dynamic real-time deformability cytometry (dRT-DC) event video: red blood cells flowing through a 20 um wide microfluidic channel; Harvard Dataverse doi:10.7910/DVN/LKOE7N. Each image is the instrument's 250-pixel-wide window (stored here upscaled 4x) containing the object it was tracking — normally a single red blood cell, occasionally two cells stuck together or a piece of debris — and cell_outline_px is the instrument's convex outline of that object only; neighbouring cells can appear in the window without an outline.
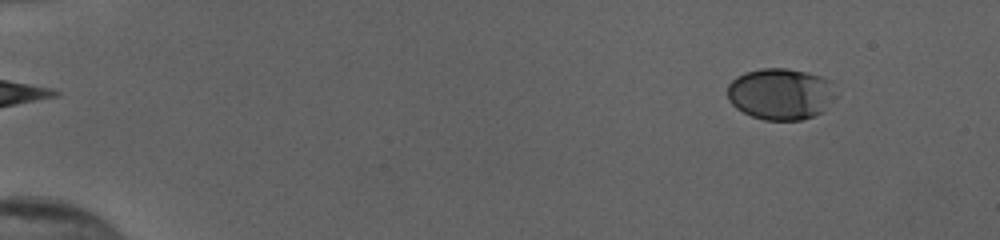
{"species": "human", "species_latin": "Homo sapiens", "temperature_condition": "cold", "stored_images_in_passage": 54, "camera_frame_rate_fps": 3000, "um_per_image_px": 0.085, "donor": {"sex": "female"}, "frame": {"image": 1, "passage_image": 6, "time_ms": 1.667, "image_size_px": [1000, 240], "cell_outline_px": [[836, 96], [824, 112], [800, 120], [764, 120], [752, 116], [736, 108], [728, 100], [728, 84], [736, 76], [744, 72], [760, 68], [788, 68], [808, 72], [832, 80]], "centroid_in_image_um": [66.37, 7.97], "position_along_channel_um": 18.6, "area_um2": 32.95}}
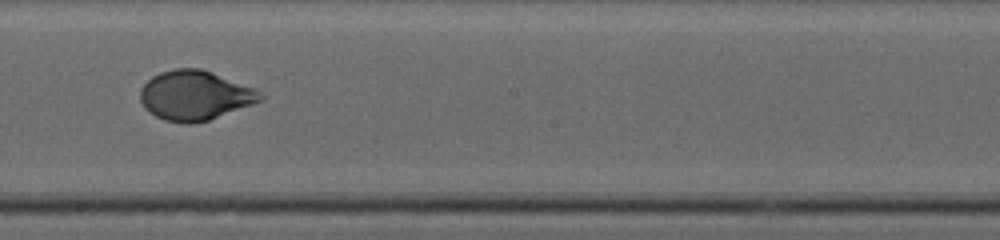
{"frame": {"image": 2, "passage_image": 33, "time_ms": 10.667, "image_size_px": [1000, 240], "cell_outline_px": [[264, 100], [208, 120], [192, 124], [184, 124], [164, 120], [156, 116], [144, 108], [140, 100], [140, 88], [152, 76], [160, 72], [176, 68], [200, 68], [212, 72], [256, 88], [264, 96]], "centroid_in_image_um": [16.57, 8.11], "position_along_channel_um": 231.6, "area_um2": 34.85}}
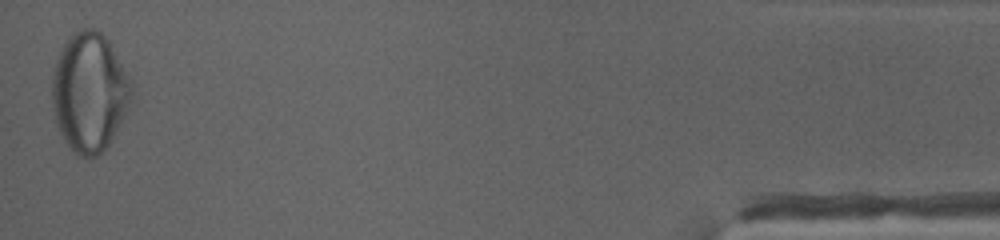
{"frame": {"image": 3, "passage_image": 54, "time_ms": 17.667, "image_size_px": [1000, 240], "cell_outline_px": [[132, 100], [124, 116], [108, 144], [96, 156], [76, 156], [72, 152], [60, 132], [56, 124], [52, 100], [52, 76], [56, 60], [68, 36], [72, 32], [80, 28], [92, 28], [100, 32], [108, 40], [132, 80]], "centroid_in_image_um": [7.6, 7.81], "position_along_channel_um": 427.6, "area_um2": 55.03}, "authors_computed_cell_mechanics": {"area_um2": 33.524, "velocity_mm_per_s": 3.875, "shape_relaxation_time_tau1_ms": 3.7664, "shape_relaxation_time_tau2_ms": null, "deformation_change_tau1": 0.1582, "deformation_change_tau2": null}}